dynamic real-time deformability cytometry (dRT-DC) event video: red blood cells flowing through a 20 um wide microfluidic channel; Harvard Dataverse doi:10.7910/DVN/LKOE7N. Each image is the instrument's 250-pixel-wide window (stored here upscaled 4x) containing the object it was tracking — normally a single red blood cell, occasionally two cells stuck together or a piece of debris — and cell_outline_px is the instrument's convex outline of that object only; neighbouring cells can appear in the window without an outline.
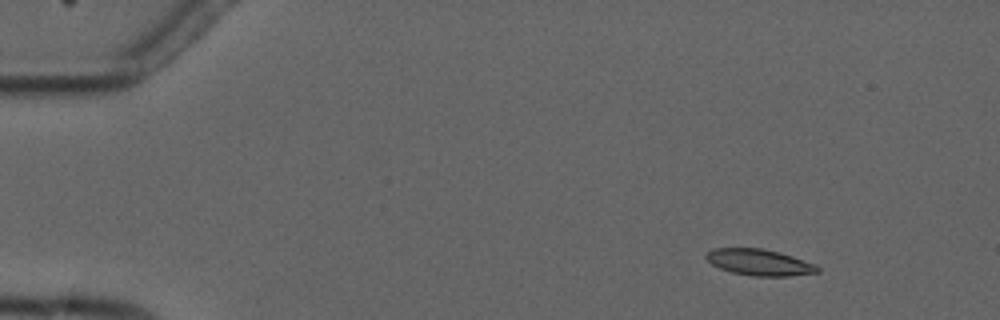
{"species": "common noctule bat (a hibernating species)", "species_latin": "Nyctalus noctula", "temperature_condition": "cold", "stored_images_in_passage": 5, "camera_frame_rate_fps": 3000, "um_per_image_px": 0.085, "animal": {"sex": "male", "forearm_length_mm": 52.5}, "frame": {"image": 1, "passage_image": 2, "time_ms": 1.333, "image_size_px": [1000, 320], "cell_outline_px": [[820, 272], [788, 276], [756, 276], [732, 272], [720, 268], [712, 264], [704, 256], [712, 248], [760, 248], [780, 252], [816, 264], [820, 268]], "centroid_in_image_um": [64.57, 22.29], "position_along_channel_um": 20.4, "area_um2": 16.99}}